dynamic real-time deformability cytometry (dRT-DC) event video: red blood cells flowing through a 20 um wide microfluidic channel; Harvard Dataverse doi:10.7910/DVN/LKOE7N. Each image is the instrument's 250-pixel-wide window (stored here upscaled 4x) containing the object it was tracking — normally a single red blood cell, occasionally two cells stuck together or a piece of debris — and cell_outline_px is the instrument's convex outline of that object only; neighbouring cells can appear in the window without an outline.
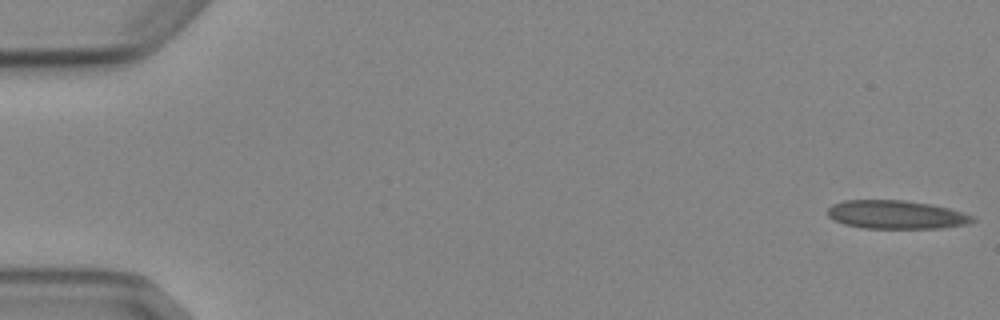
{"species": "Egyptian fruit bat (a non-hibernating species)", "species_latin": "Rousettus aegyptiacus", "temperature_condition": "cold", "stored_images_in_passage": 5, "camera_frame_rate_fps": 3000, "um_per_image_px": 0.085, "animal": {"sex": "female"}, "frame": {"image": 1, "passage_image": 1, "time_ms": 0.0, "image_size_px": [1000, 320], "cell_outline_px": [[976, 220], [968, 224], [944, 228], [864, 228], [844, 224], [828, 216], [828, 208], [832, 204], [844, 200], [904, 200], [932, 204], [948, 208], [976, 216]], "centroid_in_image_um": [76.22, 18.24], "position_along_channel_um": 8.8, "area_um2": 24.16}}
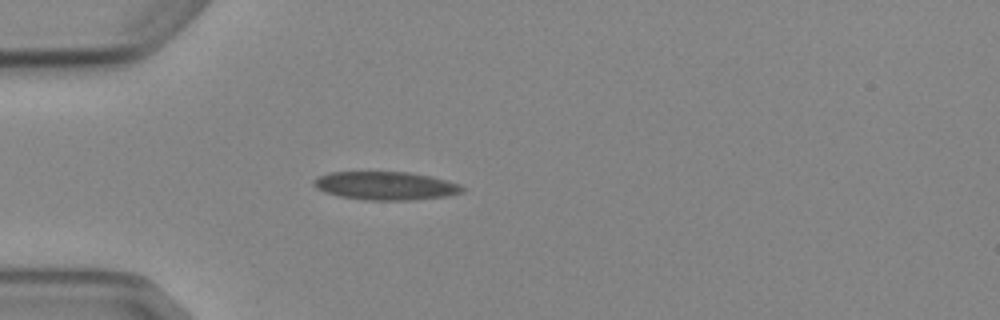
{"frame": {"image": 2, "passage_image": 5, "time_ms": 4.667, "image_size_px": [1000, 320], "cell_outline_px": [[464, 192], [448, 196], [408, 200], [364, 200], [340, 196], [324, 192], [316, 188], [312, 184], [312, 180], [328, 172], [408, 172], [428, 176], [460, 184], [464, 188]], "centroid_in_image_um": [32.75, 15.79], "position_along_channel_um": 52.3, "area_um2": 24.45}}